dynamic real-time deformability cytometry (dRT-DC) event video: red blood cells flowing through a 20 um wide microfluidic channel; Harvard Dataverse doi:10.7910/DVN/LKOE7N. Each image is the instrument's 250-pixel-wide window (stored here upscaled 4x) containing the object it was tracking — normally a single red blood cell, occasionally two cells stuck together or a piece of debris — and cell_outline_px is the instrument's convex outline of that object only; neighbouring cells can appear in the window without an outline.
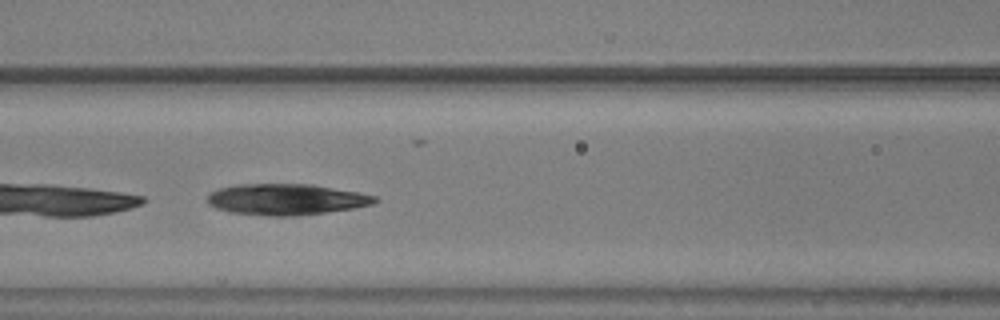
{"species": "common noctule bat (a hibernating species)", "species_latin": "Nyctalus noctula", "temperature_condition": "warm", "stored_images_in_passage": 31, "camera_frame_rate_fps": 3000, "um_per_image_px": 0.085, "animal": {"sex": "male", "body_mass_g": 20.5, "forearm_length_mm": 52.5}, "frame": {"image": 1, "passage_image": 6, "time_ms": 1.667, "image_size_px": [1000, 320], "cell_outline_px": [[380, 200], [372, 204], [352, 208], [296, 216], [268, 216], [228, 212], [216, 208], [208, 204], [208, 196], [216, 188], [236, 184], [312, 184], [356, 192], [376, 196]], "centroid_in_image_um": [24.28, 16.94], "position_along_channel_um": 142.3, "area_um2": 30.35}}
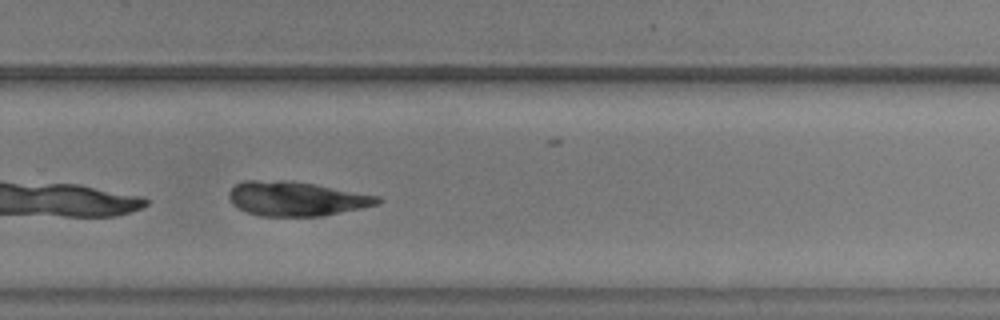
{"frame": {"image": 2, "passage_image": 19, "time_ms": 6.0, "image_size_px": [1000, 320], "cell_outline_px": [[384, 200], [380, 204], [320, 216], [260, 216], [248, 212], [232, 204], [228, 196], [228, 192], [236, 184], [244, 180], [292, 180], [380, 196]], "centroid_in_image_um": [25.19, 16.88], "position_along_channel_um": 304.6, "area_um2": 29.82}}
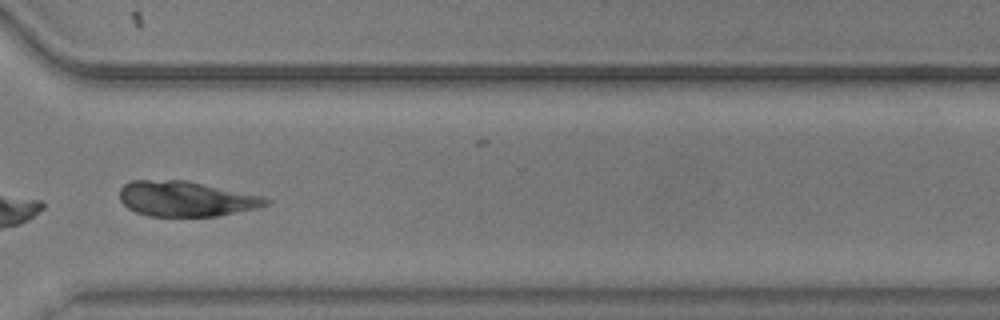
{"frame": {"image": 3, "passage_image": 23, "time_ms": 7.333, "image_size_px": [1000, 320], "cell_outline_px": [[272, 200], [268, 204], [256, 208], [216, 216], [148, 216], [136, 212], [128, 208], [120, 200], [120, 188], [124, 184], [132, 180], [184, 180], [264, 196]], "centroid_in_image_um": [15.8, 16.89], "position_along_channel_um": 354.8, "area_um2": 29.94}}